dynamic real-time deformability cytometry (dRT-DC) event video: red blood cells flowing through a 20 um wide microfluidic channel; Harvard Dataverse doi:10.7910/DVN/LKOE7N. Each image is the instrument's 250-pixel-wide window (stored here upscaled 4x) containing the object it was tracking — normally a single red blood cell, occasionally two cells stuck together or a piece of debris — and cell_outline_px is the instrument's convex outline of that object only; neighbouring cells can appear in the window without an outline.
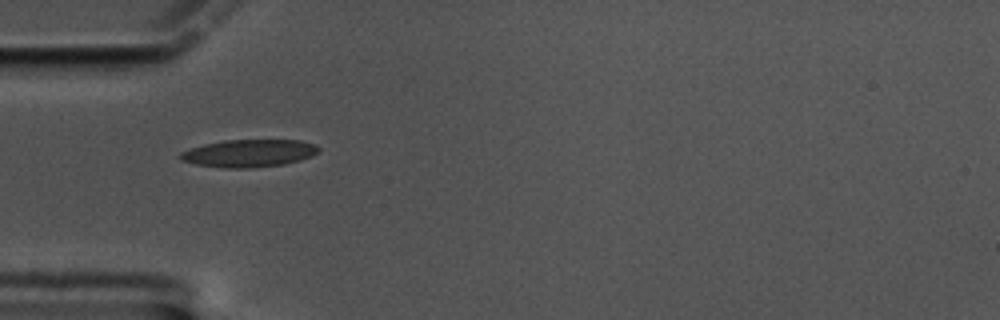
{"species": "common noctule bat (a hibernating species)", "species_latin": "Nyctalus noctula", "temperature_condition": "cold", "stored_images_in_passage": 38, "camera_frame_rate_fps": 3000, "um_per_image_px": 0.085, "animal": {"sex": "male", "body_mass_g": 17.5, "forearm_length_mm": 52.3}, "frame": {"image": 1, "passage_image": 1, "time_ms": 0.0, "image_size_px": [1000, 320], "cell_outline_px": [[320, 152], [312, 156], [284, 164], [248, 168], [228, 168], [196, 164], [180, 160], [176, 156], [180, 152], [204, 144], [224, 140], [300, 140], [316, 144], [320, 148]], "centroid_in_image_um": [21.16, 13.02], "position_along_channel_um": 63.8, "area_um2": 22.25}}
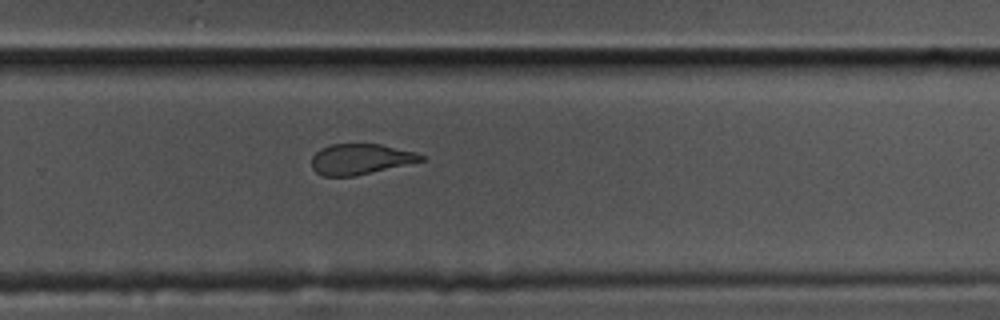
{"frame": {"image": 2, "passage_image": 22, "time_ms": 7.0, "image_size_px": [1000, 320], "cell_outline_px": [[424, 160], [356, 176], [324, 176], [316, 172], [312, 168], [312, 156], [320, 148], [332, 144], [380, 144], [416, 152], [424, 156]], "centroid_in_image_um": [30.62, 13.52], "position_along_channel_um": 299.2, "area_um2": 19.42}, "authors_computed_cell_mechanics": {"area_um2": 21.4438, "velocity_mm_per_s": 3.3754, "shape_relaxation_time_tau1_ms": null, "shape_relaxation_time_tau2_ms": 2.4094, "deformation_change_tau1": null, "deformation_change_tau2": 0.0948}}